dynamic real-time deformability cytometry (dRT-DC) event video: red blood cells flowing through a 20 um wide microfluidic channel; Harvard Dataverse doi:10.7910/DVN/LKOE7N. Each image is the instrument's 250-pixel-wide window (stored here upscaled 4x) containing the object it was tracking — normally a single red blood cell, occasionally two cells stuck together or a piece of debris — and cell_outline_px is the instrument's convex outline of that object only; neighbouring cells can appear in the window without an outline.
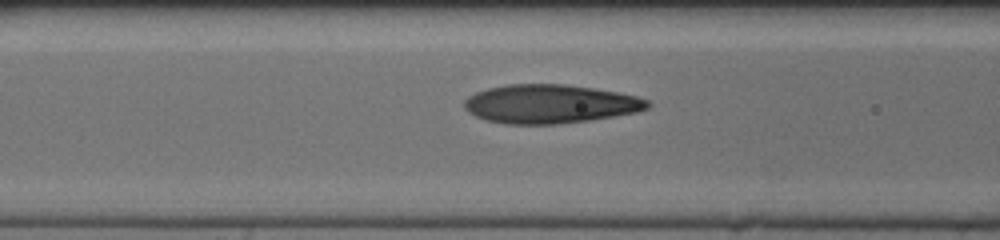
{"species": "human", "species_latin": "Homo sapiens", "temperature_condition": "cold", "stored_images_in_passage": 32, "camera_frame_rate_fps": 3000, "um_per_image_px": 0.085, "donor": {"sex": "female"}, "frame": {"image": 1, "passage_image": 10, "time_ms": 3.0, "image_size_px": [1000, 240], "cell_outline_px": [[652, 104], [648, 108], [636, 112], [588, 120], [556, 124], [508, 124], [488, 120], [476, 116], [464, 108], [464, 100], [468, 96], [476, 92], [488, 88], [508, 84], [564, 84], [592, 88], [616, 92], [636, 96], [648, 100]], "centroid_in_image_um": [46.74, 8.83], "position_along_channel_um": 119.9, "area_um2": 41.1}}
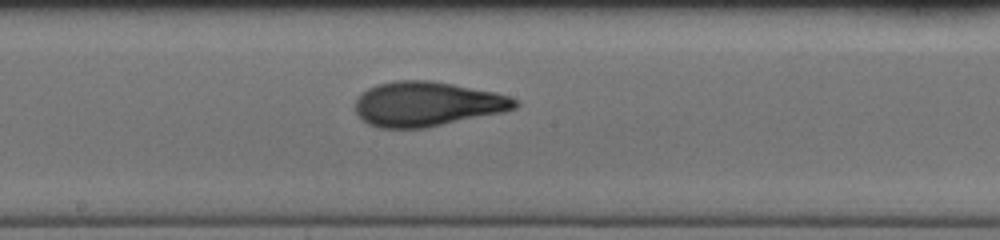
{"frame": {"image": 2, "passage_image": 17, "time_ms": 5.333, "image_size_px": [1000, 240], "cell_outline_px": [[520, 104], [516, 108], [504, 112], [428, 128], [380, 128], [368, 124], [356, 112], [356, 100], [368, 88], [376, 84], [396, 80], [428, 80], [452, 84], [496, 92], [520, 100]], "centroid_in_image_um": [36.35, 8.84], "position_along_channel_um": 211.8, "area_um2": 41.73}}
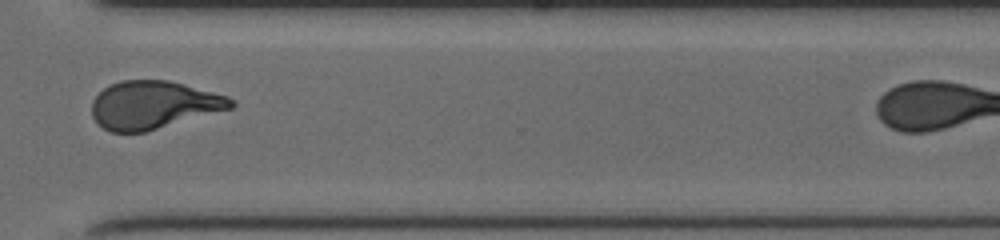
{"frame": {"image": 3, "passage_image": 28, "time_ms": 9.0, "image_size_px": [1000, 240], "cell_outline_px": [[236, 104], [232, 108], [144, 132], [112, 132], [96, 124], [92, 116], [92, 100], [108, 84], [120, 80], [168, 80], [184, 84], [228, 96], [236, 100]], "centroid_in_image_um": [13.03, 8.91], "position_along_channel_um": 357.6, "area_um2": 38.9}}